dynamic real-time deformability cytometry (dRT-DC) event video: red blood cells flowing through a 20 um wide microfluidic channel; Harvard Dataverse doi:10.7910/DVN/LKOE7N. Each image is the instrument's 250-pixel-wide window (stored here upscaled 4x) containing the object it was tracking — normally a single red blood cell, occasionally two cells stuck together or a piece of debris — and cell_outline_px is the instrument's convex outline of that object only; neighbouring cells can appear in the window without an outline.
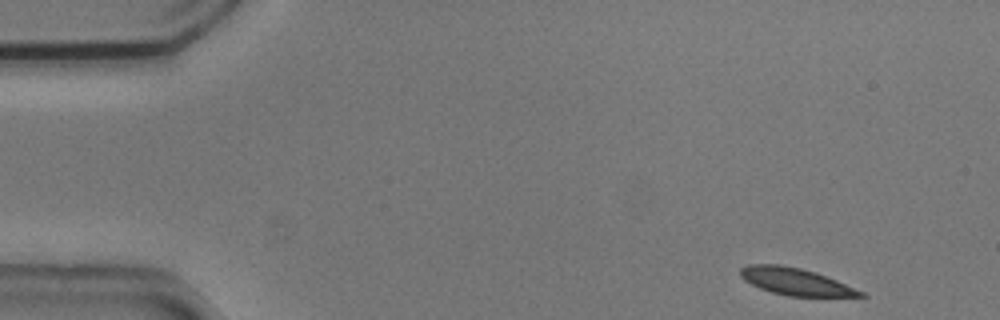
{"species": "common noctule bat (a hibernating species)", "species_latin": "Nyctalus noctula", "temperature_condition": "cold", "stored_images_in_passage": 50, "camera_frame_rate_fps": 3000, "um_per_image_px": 0.085, "animal": {"sex": "male", "body_mass_g": 20.5, "forearm_length_mm": 52.5}, "frame": {"image": 1, "passage_image": 1, "time_ms": 0.0, "image_size_px": [1000, 320], "cell_outline_px": [[868, 296], [788, 296], [772, 292], [760, 288], [744, 280], [740, 276], [740, 268], [748, 264], [780, 264], [800, 268], [816, 272], [836, 280], [864, 292]], "centroid_in_image_um": [67.59, 23.92], "position_along_channel_um": 17.4, "area_um2": 18.79}}
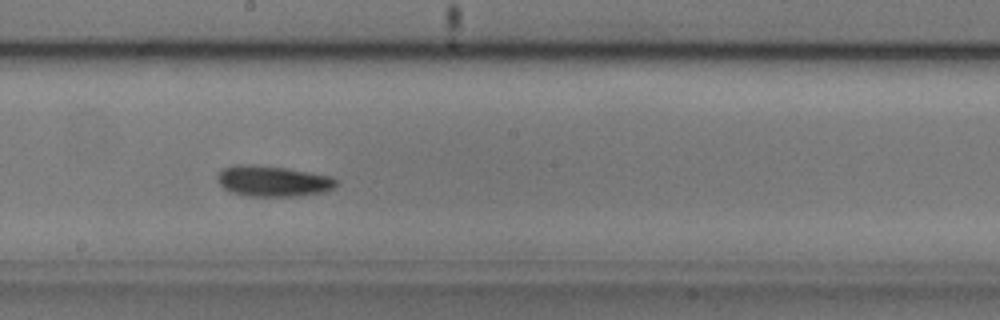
{"frame": {"image": 2, "passage_image": 26, "time_ms": 8.333, "image_size_px": [1000, 320], "cell_outline_px": [[336, 184], [332, 188], [324, 192], [300, 196], [248, 196], [228, 192], [220, 184], [216, 176], [224, 168], [236, 164], [252, 164], [284, 168], [332, 176], [336, 180]], "centroid_in_image_um": [23.17, 15.4], "position_along_channel_um": 225.0, "area_um2": 21.27}}
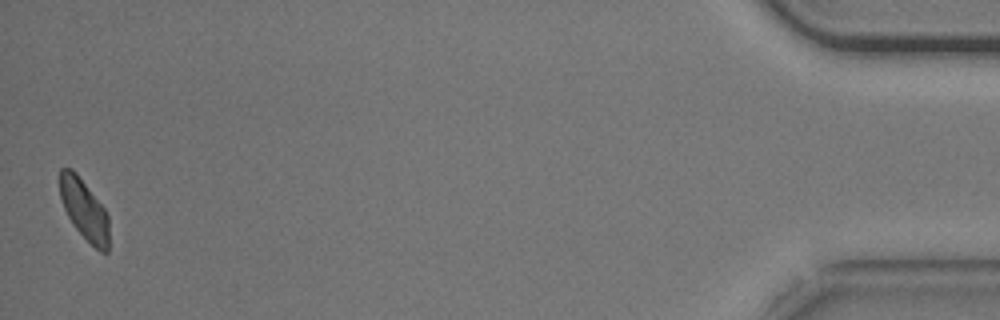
{"frame": {"image": 3, "passage_image": 50, "time_ms": 16.333, "image_size_px": [1000, 320], "cell_outline_px": [[108, 252], [100, 252], [72, 224], [64, 208], [60, 196], [60, 168], [72, 168], [76, 172], [104, 208], [108, 216]], "centroid_in_image_um": [7.15, 17.79], "position_along_channel_um": 428.0, "area_um2": 16.99}, "authors_computed_cell_mechanics": {"area_um2": 19.4208, "velocity_mm_per_s": 3.689, "shape_relaxation_time_tau1_ms": 2.7388, "shape_relaxation_time_tau2_ms": null, "deformation_change_tau1": 0.0921, "deformation_change_tau2": null}}